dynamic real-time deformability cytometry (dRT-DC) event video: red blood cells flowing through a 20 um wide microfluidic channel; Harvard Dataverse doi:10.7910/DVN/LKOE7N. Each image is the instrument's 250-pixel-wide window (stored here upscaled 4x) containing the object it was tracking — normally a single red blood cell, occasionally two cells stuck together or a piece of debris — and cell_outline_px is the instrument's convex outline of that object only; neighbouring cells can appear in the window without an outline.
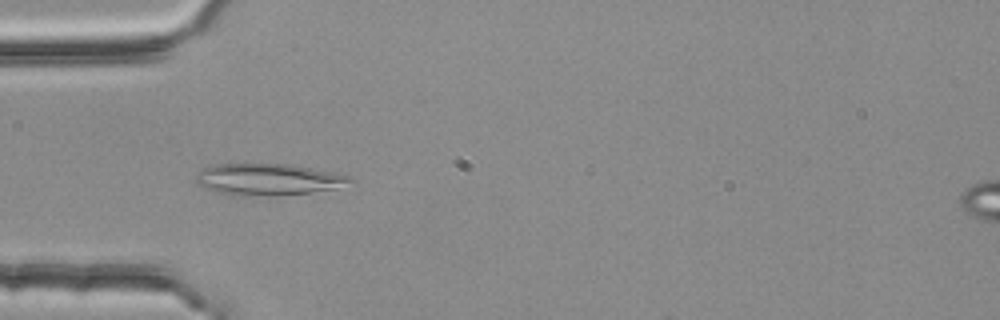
{"species": "common noctule bat (a hibernating species)", "species_latin": "Nyctalus noctula", "temperature_condition": "room temperature", "stored_images_in_passage": 3, "camera_frame_rate_fps": 3000, "um_per_image_px": 0.085, "animal": {"sex": "female", "body_mass_g": 25.1}, "frame": {"image": 1, "passage_image": 2, "time_ms": 0.333, "image_size_px": [1000, 320], "cell_outline_px": [[356, 180], [332, 188], [308, 192], [232, 196], [216, 192], [196, 184], [196, 176], [204, 168], [216, 164], [288, 164], [348, 176]], "centroid_in_image_um": [22.67, 15.24], "position_along_channel_um": 62.3, "area_um2": 27.34}}